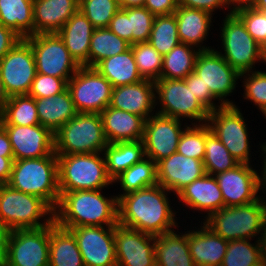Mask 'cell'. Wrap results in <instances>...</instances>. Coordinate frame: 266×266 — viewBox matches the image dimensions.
<instances>
[{"mask_svg":"<svg viewBox=\"0 0 266 266\" xmlns=\"http://www.w3.org/2000/svg\"><path fill=\"white\" fill-rule=\"evenodd\" d=\"M107 145L99 113H77L54 133L56 155L100 153Z\"/></svg>","mask_w":266,"mask_h":266,"instance_id":"8992f818","label":"cell"},{"mask_svg":"<svg viewBox=\"0 0 266 266\" xmlns=\"http://www.w3.org/2000/svg\"><path fill=\"white\" fill-rule=\"evenodd\" d=\"M154 83L158 95L155 97L163 106L157 114L208 121L210 111L194 96L184 79H158Z\"/></svg>","mask_w":266,"mask_h":266,"instance_id":"7c38bea8","label":"cell"},{"mask_svg":"<svg viewBox=\"0 0 266 266\" xmlns=\"http://www.w3.org/2000/svg\"><path fill=\"white\" fill-rule=\"evenodd\" d=\"M177 21V32L181 43L191 46L199 45L208 34L211 26V13L178 6L174 12Z\"/></svg>","mask_w":266,"mask_h":266,"instance_id":"f546056e","label":"cell"},{"mask_svg":"<svg viewBox=\"0 0 266 266\" xmlns=\"http://www.w3.org/2000/svg\"><path fill=\"white\" fill-rule=\"evenodd\" d=\"M131 47L141 77L154 82L160 79L163 56L149 42L135 43Z\"/></svg>","mask_w":266,"mask_h":266,"instance_id":"b9f144b4","label":"cell"},{"mask_svg":"<svg viewBox=\"0 0 266 266\" xmlns=\"http://www.w3.org/2000/svg\"><path fill=\"white\" fill-rule=\"evenodd\" d=\"M0 24L24 39L34 35L33 0H0Z\"/></svg>","mask_w":266,"mask_h":266,"instance_id":"836d02e7","label":"cell"},{"mask_svg":"<svg viewBox=\"0 0 266 266\" xmlns=\"http://www.w3.org/2000/svg\"><path fill=\"white\" fill-rule=\"evenodd\" d=\"M100 153L57 155L59 192L101 190L109 184L105 158Z\"/></svg>","mask_w":266,"mask_h":266,"instance_id":"5b68a950","label":"cell"},{"mask_svg":"<svg viewBox=\"0 0 266 266\" xmlns=\"http://www.w3.org/2000/svg\"><path fill=\"white\" fill-rule=\"evenodd\" d=\"M50 225L10 231L5 262L8 266H49Z\"/></svg>","mask_w":266,"mask_h":266,"instance_id":"4fadbf2b","label":"cell"},{"mask_svg":"<svg viewBox=\"0 0 266 266\" xmlns=\"http://www.w3.org/2000/svg\"><path fill=\"white\" fill-rule=\"evenodd\" d=\"M69 229L76 238L85 266H117L114 226Z\"/></svg>","mask_w":266,"mask_h":266,"instance_id":"2e32d148","label":"cell"},{"mask_svg":"<svg viewBox=\"0 0 266 266\" xmlns=\"http://www.w3.org/2000/svg\"><path fill=\"white\" fill-rule=\"evenodd\" d=\"M201 124L193 125V127L186 126L187 128L180 136L177 152L186 157L203 161L206 136L211 132V129L207 123L203 124L202 122Z\"/></svg>","mask_w":266,"mask_h":266,"instance_id":"7bdbcfd3","label":"cell"},{"mask_svg":"<svg viewBox=\"0 0 266 266\" xmlns=\"http://www.w3.org/2000/svg\"><path fill=\"white\" fill-rule=\"evenodd\" d=\"M128 18L130 20V33H132V45L148 42L155 15L144 6L128 7Z\"/></svg>","mask_w":266,"mask_h":266,"instance_id":"f6af8a7d","label":"cell"},{"mask_svg":"<svg viewBox=\"0 0 266 266\" xmlns=\"http://www.w3.org/2000/svg\"><path fill=\"white\" fill-rule=\"evenodd\" d=\"M144 7L153 15H170L174 14L178 7L177 0H145Z\"/></svg>","mask_w":266,"mask_h":266,"instance_id":"816d5d0a","label":"cell"},{"mask_svg":"<svg viewBox=\"0 0 266 266\" xmlns=\"http://www.w3.org/2000/svg\"><path fill=\"white\" fill-rule=\"evenodd\" d=\"M14 158L0 156V184L9 182Z\"/></svg>","mask_w":266,"mask_h":266,"instance_id":"11a10c76","label":"cell"},{"mask_svg":"<svg viewBox=\"0 0 266 266\" xmlns=\"http://www.w3.org/2000/svg\"><path fill=\"white\" fill-rule=\"evenodd\" d=\"M22 39L12 29L0 24V60Z\"/></svg>","mask_w":266,"mask_h":266,"instance_id":"db71d44e","label":"cell"},{"mask_svg":"<svg viewBox=\"0 0 266 266\" xmlns=\"http://www.w3.org/2000/svg\"><path fill=\"white\" fill-rule=\"evenodd\" d=\"M39 117L35 98L26 95L12 96L0 112V125H38Z\"/></svg>","mask_w":266,"mask_h":266,"instance_id":"d590c367","label":"cell"},{"mask_svg":"<svg viewBox=\"0 0 266 266\" xmlns=\"http://www.w3.org/2000/svg\"><path fill=\"white\" fill-rule=\"evenodd\" d=\"M78 6L79 0H33L34 35L58 33Z\"/></svg>","mask_w":266,"mask_h":266,"instance_id":"603a6c76","label":"cell"},{"mask_svg":"<svg viewBox=\"0 0 266 266\" xmlns=\"http://www.w3.org/2000/svg\"><path fill=\"white\" fill-rule=\"evenodd\" d=\"M166 191L156 184L118 195V224L154 236L173 231L177 225Z\"/></svg>","mask_w":266,"mask_h":266,"instance_id":"6da1fadb","label":"cell"},{"mask_svg":"<svg viewBox=\"0 0 266 266\" xmlns=\"http://www.w3.org/2000/svg\"><path fill=\"white\" fill-rule=\"evenodd\" d=\"M47 217L44 223L41 217ZM0 221L10 231L40 229L54 221V210L41 198L0 184Z\"/></svg>","mask_w":266,"mask_h":266,"instance_id":"52a82bcc","label":"cell"},{"mask_svg":"<svg viewBox=\"0 0 266 266\" xmlns=\"http://www.w3.org/2000/svg\"><path fill=\"white\" fill-rule=\"evenodd\" d=\"M258 239L261 242L263 262H264V264H266V220H265L263 233Z\"/></svg>","mask_w":266,"mask_h":266,"instance_id":"6125c7cd","label":"cell"},{"mask_svg":"<svg viewBox=\"0 0 266 266\" xmlns=\"http://www.w3.org/2000/svg\"><path fill=\"white\" fill-rule=\"evenodd\" d=\"M181 119L155 113L145 121L142 142L146 158L155 163L177 152L182 132Z\"/></svg>","mask_w":266,"mask_h":266,"instance_id":"e0dca14e","label":"cell"},{"mask_svg":"<svg viewBox=\"0 0 266 266\" xmlns=\"http://www.w3.org/2000/svg\"><path fill=\"white\" fill-rule=\"evenodd\" d=\"M156 266H195L188 245V233L174 231L155 236Z\"/></svg>","mask_w":266,"mask_h":266,"instance_id":"f1b7e54d","label":"cell"},{"mask_svg":"<svg viewBox=\"0 0 266 266\" xmlns=\"http://www.w3.org/2000/svg\"><path fill=\"white\" fill-rule=\"evenodd\" d=\"M25 39L31 44L37 73L64 78L68 82L81 67L57 33L32 35Z\"/></svg>","mask_w":266,"mask_h":266,"instance_id":"8fae6325","label":"cell"},{"mask_svg":"<svg viewBox=\"0 0 266 266\" xmlns=\"http://www.w3.org/2000/svg\"><path fill=\"white\" fill-rule=\"evenodd\" d=\"M108 28L121 39H124L132 45V33H130L128 8H120L110 20Z\"/></svg>","mask_w":266,"mask_h":266,"instance_id":"f907efd6","label":"cell"},{"mask_svg":"<svg viewBox=\"0 0 266 266\" xmlns=\"http://www.w3.org/2000/svg\"><path fill=\"white\" fill-rule=\"evenodd\" d=\"M178 6L200 9L212 14L214 9H220L222 6H229V0H177Z\"/></svg>","mask_w":266,"mask_h":266,"instance_id":"f5cc1de1","label":"cell"},{"mask_svg":"<svg viewBox=\"0 0 266 266\" xmlns=\"http://www.w3.org/2000/svg\"><path fill=\"white\" fill-rule=\"evenodd\" d=\"M104 151L107 173L112 181L145 157L142 140L108 144Z\"/></svg>","mask_w":266,"mask_h":266,"instance_id":"d6a6232c","label":"cell"},{"mask_svg":"<svg viewBox=\"0 0 266 266\" xmlns=\"http://www.w3.org/2000/svg\"><path fill=\"white\" fill-rule=\"evenodd\" d=\"M0 266H8V265L5 261H3V262H0Z\"/></svg>","mask_w":266,"mask_h":266,"instance_id":"a7ac6f4b","label":"cell"},{"mask_svg":"<svg viewBox=\"0 0 266 266\" xmlns=\"http://www.w3.org/2000/svg\"><path fill=\"white\" fill-rule=\"evenodd\" d=\"M9 95L5 89L4 83L0 74V112L3 110L6 102L9 100Z\"/></svg>","mask_w":266,"mask_h":266,"instance_id":"91938a15","label":"cell"},{"mask_svg":"<svg viewBox=\"0 0 266 266\" xmlns=\"http://www.w3.org/2000/svg\"><path fill=\"white\" fill-rule=\"evenodd\" d=\"M35 102L40 125L53 134L78 113L68 89L55 96L37 98Z\"/></svg>","mask_w":266,"mask_h":266,"instance_id":"83f0119b","label":"cell"},{"mask_svg":"<svg viewBox=\"0 0 266 266\" xmlns=\"http://www.w3.org/2000/svg\"><path fill=\"white\" fill-rule=\"evenodd\" d=\"M224 55L221 56L239 73L240 77L251 72L258 60H263V48L247 32L243 22L230 11L221 29Z\"/></svg>","mask_w":266,"mask_h":266,"instance_id":"ba28073f","label":"cell"},{"mask_svg":"<svg viewBox=\"0 0 266 266\" xmlns=\"http://www.w3.org/2000/svg\"><path fill=\"white\" fill-rule=\"evenodd\" d=\"M145 158L133 164L113 180V183L120 182L122 190L125 191L123 194L158 184L156 163L150 158Z\"/></svg>","mask_w":266,"mask_h":266,"instance_id":"74e56055","label":"cell"},{"mask_svg":"<svg viewBox=\"0 0 266 266\" xmlns=\"http://www.w3.org/2000/svg\"><path fill=\"white\" fill-rule=\"evenodd\" d=\"M69 90L78 113H101L109 105L112 84L95 68L81 66L68 80Z\"/></svg>","mask_w":266,"mask_h":266,"instance_id":"9c48e42d","label":"cell"},{"mask_svg":"<svg viewBox=\"0 0 266 266\" xmlns=\"http://www.w3.org/2000/svg\"><path fill=\"white\" fill-rule=\"evenodd\" d=\"M67 83L64 78L37 73L28 95L35 99L55 96L67 89Z\"/></svg>","mask_w":266,"mask_h":266,"instance_id":"7dc6e473","label":"cell"},{"mask_svg":"<svg viewBox=\"0 0 266 266\" xmlns=\"http://www.w3.org/2000/svg\"><path fill=\"white\" fill-rule=\"evenodd\" d=\"M100 116L108 144L143 139L146 121L143 117L110 106Z\"/></svg>","mask_w":266,"mask_h":266,"instance_id":"cb8c5ba5","label":"cell"},{"mask_svg":"<svg viewBox=\"0 0 266 266\" xmlns=\"http://www.w3.org/2000/svg\"><path fill=\"white\" fill-rule=\"evenodd\" d=\"M49 266H85L73 233L50 224Z\"/></svg>","mask_w":266,"mask_h":266,"instance_id":"4dcf8cb0","label":"cell"},{"mask_svg":"<svg viewBox=\"0 0 266 266\" xmlns=\"http://www.w3.org/2000/svg\"><path fill=\"white\" fill-rule=\"evenodd\" d=\"M263 62H266V47L263 49Z\"/></svg>","mask_w":266,"mask_h":266,"instance_id":"003e7915","label":"cell"},{"mask_svg":"<svg viewBox=\"0 0 266 266\" xmlns=\"http://www.w3.org/2000/svg\"><path fill=\"white\" fill-rule=\"evenodd\" d=\"M120 9L114 0H79L78 10L92 23L95 29L106 28Z\"/></svg>","mask_w":266,"mask_h":266,"instance_id":"ee69618b","label":"cell"},{"mask_svg":"<svg viewBox=\"0 0 266 266\" xmlns=\"http://www.w3.org/2000/svg\"><path fill=\"white\" fill-rule=\"evenodd\" d=\"M114 240L117 266H156L154 235L118 224Z\"/></svg>","mask_w":266,"mask_h":266,"instance_id":"ac0fdd59","label":"cell"},{"mask_svg":"<svg viewBox=\"0 0 266 266\" xmlns=\"http://www.w3.org/2000/svg\"><path fill=\"white\" fill-rule=\"evenodd\" d=\"M145 0H125V8L144 6Z\"/></svg>","mask_w":266,"mask_h":266,"instance_id":"be15d7a7","label":"cell"},{"mask_svg":"<svg viewBox=\"0 0 266 266\" xmlns=\"http://www.w3.org/2000/svg\"><path fill=\"white\" fill-rule=\"evenodd\" d=\"M10 229L0 221V262L5 261Z\"/></svg>","mask_w":266,"mask_h":266,"instance_id":"6f0895ef","label":"cell"},{"mask_svg":"<svg viewBox=\"0 0 266 266\" xmlns=\"http://www.w3.org/2000/svg\"><path fill=\"white\" fill-rule=\"evenodd\" d=\"M177 197L191 208L207 211V217L225 207L215 176L207 173L184 187Z\"/></svg>","mask_w":266,"mask_h":266,"instance_id":"d4e9b609","label":"cell"},{"mask_svg":"<svg viewBox=\"0 0 266 266\" xmlns=\"http://www.w3.org/2000/svg\"><path fill=\"white\" fill-rule=\"evenodd\" d=\"M261 148H262V151L264 152V154H265V156H264V168H263V171H261V172H263L262 173V175L261 176H259V180H260V184H261V188L263 189V188H265V190L263 191V193L266 191V143L265 144H263L262 146H261ZM263 186V187H262Z\"/></svg>","mask_w":266,"mask_h":266,"instance_id":"94428289","label":"cell"},{"mask_svg":"<svg viewBox=\"0 0 266 266\" xmlns=\"http://www.w3.org/2000/svg\"><path fill=\"white\" fill-rule=\"evenodd\" d=\"M94 68L112 84L113 88L144 80L139 74L131 46L121 54L100 61Z\"/></svg>","mask_w":266,"mask_h":266,"instance_id":"1f68e13d","label":"cell"},{"mask_svg":"<svg viewBox=\"0 0 266 266\" xmlns=\"http://www.w3.org/2000/svg\"><path fill=\"white\" fill-rule=\"evenodd\" d=\"M0 156L14 158L8 134L1 125H0Z\"/></svg>","mask_w":266,"mask_h":266,"instance_id":"9f6ffc18","label":"cell"},{"mask_svg":"<svg viewBox=\"0 0 266 266\" xmlns=\"http://www.w3.org/2000/svg\"><path fill=\"white\" fill-rule=\"evenodd\" d=\"M225 207L256 201L261 187L259 175L250 164H239L234 169L215 175Z\"/></svg>","mask_w":266,"mask_h":266,"instance_id":"d6986e66","label":"cell"},{"mask_svg":"<svg viewBox=\"0 0 266 266\" xmlns=\"http://www.w3.org/2000/svg\"><path fill=\"white\" fill-rule=\"evenodd\" d=\"M246 75L248 76L245 77L244 98L254 102L264 114L266 113V72L251 71V75Z\"/></svg>","mask_w":266,"mask_h":266,"instance_id":"c3c4849f","label":"cell"},{"mask_svg":"<svg viewBox=\"0 0 266 266\" xmlns=\"http://www.w3.org/2000/svg\"><path fill=\"white\" fill-rule=\"evenodd\" d=\"M155 83L141 80L135 84L113 88L110 107L133 113L147 120L156 106Z\"/></svg>","mask_w":266,"mask_h":266,"instance_id":"7402d4cb","label":"cell"},{"mask_svg":"<svg viewBox=\"0 0 266 266\" xmlns=\"http://www.w3.org/2000/svg\"><path fill=\"white\" fill-rule=\"evenodd\" d=\"M157 182L176 195L187 185L206 174L201 160L175 152L156 163Z\"/></svg>","mask_w":266,"mask_h":266,"instance_id":"44dd1931","label":"cell"},{"mask_svg":"<svg viewBox=\"0 0 266 266\" xmlns=\"http://www.w3.org/2000/svg\"><path fill=\"white\" fill-rule=\"evenodd\" d=\"M233 13L243 22L247 32L264 49L266 47V12H261L253 7H243Z\"/></svg>","mask_w":266,"mask_h":266,"instance_id":"bcb514c9","label":"cell"},{"mask_svg":"<svg viewBox=\"0 0 266 266\" xmlns=\"http://www.w3.org/2000/svg\"><path fill=\"white\" fill-rule=\"evenodd\" d=\"M188 245L195 266H221L228 241L204 224L199 231H188Z\"/></svg>","mask_w":266,"mask_h":266,"instance_id":"484cf974","label":"cell"},{"mask_svg":"<svg viewBox=\"0 0 266 266\" xmlns=\"http://www.w3.org/2000/svg\"><path fill=\"white\" fill-rule=\"evenodd\" d=\"M7 132L14 160L42 158L55 154L54 134L42 125H1Z\"/></svg>","mask_w":266,"mask_h":266,"instance_id":"ffe728a7","label":"cell"},{"mask_svg":"<svg viewBox=\"0 0 266 266\" xmlns=\"http://www.w3.org/2000/svg\"><path fill=\"white\" fill-rule=\"evenodd\" d=\"M187 87L191 89V92L194 94V96L209 110L213 111L217 109V107L223 106L220 104L219 106H216L213 101L216 99L210 91V88H206L205 84L202 81V78L198 76L194 71L190 73L185 79H184ZM213 100V101H212Z\"/></svg>","mask_w":266,"mask_h":266,"instance_id":"681fc988","label":"cell"},{"mask_svg":"<svg viewBox=\"0 0 266 266\" xmlns=\"http://www.w3.org/2000/svg\"><path fill=\"white\" fill-rule=\"evenodd\" d=\"M252 7L261 12H266V0H257Z\"/></svg>","mask_w":266,"mask_h":266,"instance_id":"e7e4bbea","label":"cell"},{"mask_svg":"<svg viewBox=\"0 0 266 266\" xmlns=\"http://www.w3.org/2000/svg\"><path fill=\"white\" fill-rule=\"evenodd\" d=\"M203 163L205 172L213 176L234 169L240 164L213 132L206 136Z\"/></svg>","mask_w":266,"mask_h":266,"instance_id":"ab89813d","label":"cell"},{"mask_svg":"<svg viewBox=\"0 0 266 266\" xmlns=\"http://www.w3.org/2000/svg\"><path fill=\"white\" fill-rule=\"evenodd\" d=\"M117 4H119L120 8H125V0H114Z\"/></svg>","mask_w":266,"mask_h":266,"instance_id":"03108f58","label":"cell"},{"mask_svg":"<svg viewBox=\"0 0 266 266\" xmlns=\"http://www.w3.org/2000/svg\"><path fill=\"white\" fill-rule=\"evenodd\" d=\"M221 53L214 49L200 50L194 72L202 78L206 88H210L211 94L219 99L222 105H235L224 98L235 89L240 73L221 56Z\"/></svg>","mask_w":266,"mask_h":266,"instance_id":"9a60e30c","label":"cell"},{"mask_svg":"<svg viewBox=\"0 0 266 266\" xmlns=\"http://www.w3.org/2000/svg\"><path fill=\"white\" fill-rule=\"evenodd\" d=\"M100 191L60 192L54 222L68 230L81 226L118 225V197L108 199Z\"/></svg>","mask_w":266,"mask_h":266,"instance_id":"7a4b0ae2","label":"cell"},{"mask_svg":"<svg viewBox=\"0 0 266 266\" xmlns=\"http://www.w3.org/2000/svg\"><path fill=\"white\" fill-rule=\"evenodd\" d=\"M193 46L179 43L163 56L160 79H185L194 71L196 58L200 50H210L202 46L193 52Z\"/></svg>","mask_w":266,"mask_h":266,"instance_id":"e575fe53","label":"cell"},{"mask_svg":"<svg viewBox=\"0 0 266 266\" xmlns=\"http://www.w3.org/2000/svg\"><path fill=\"white\" fill-rule=\"evenodd\" d=\"M256 242L252 245L249 239L228 241L221 266H263L261 242Z\"/></svg>","mask_w":266,"mask_h":266,"instance_id":"f35d334b","label":"cell"},{"mask_svg":"<svg viewBox=\"0 0 266 266\" xmlns=\"http://www.w3.org/2000/svg\"><path fill=\"white\" fill-rule=\"evenodd\" d=\"M94 29L86 16L77 10L57 33L80 66L89 67L90 40Z\"/></svg>","mask_w":266,"mask_h":266,"instance_id":"4316f807","label":"cell"},{"mask_svg":"<svg viewBox=\"0 0 266 266\" xmlns=\"http://www.w3.org/2000/svg\"><path fill=\"white\" fill-rule=\"evenodd\" d=\"M256 1L257 0H229V5L233 4V6H236L233 7V10H231L233 12L243 7H252Z\"/></svg>","mask_w":266,"mask_h":266,"instance_id":"680465c9","label":"cell"},{"mask_svg":"<svg viewBox=\"0 0 266 266\" xmlns=\"http://www.w3.org/2000/svg\"><path fill=\"white\" fill-rule=\"evenodd\" d=\"M0 74L9 97L28 94L37 74L31 44L24 38L0 60Z\"/></svg>","mask_w":266,"mask_h":266,"instance_id":"5bb4252c","label":"cell"},{"mask_svg":"<svg viewBox=\"0 0 266 266\" xmlns=\"http://www.w3.org/2000/svg\"><path fill=\"white\" fill-rule=\"evenodd\" d=\"M148 42L165 56L180 43L174 14L155 16Z\"/></svg>","mask_w":266,"mask_h":266,"instance_id":"60d3db41","label":"cell"},{"mask_svg":"<svg viewBox=\"0 0 266 266\" xmlns=\"http://www.w3.org/2000/svg\"><path fill=\"white\" fill-rule=\"evenodd\" d=\"M130 44L114 34L108 27L94 29L89 49V67H95L100 61L121 54L130 48Z\"/></svg>","mask_w":266,"mask_h":266,"instance_id":"8d00e7d4","label":"cell"},{"mask_svg":"<svg viewBox=\"0 0 266 266\" xmlns=\"http://www.w3.org/2000/svg\"><path fill=\"white\" fill-rule=\"evenodd\" d=\"M236 105H223L209 112L208 125L240 164H250L247 126Z\"/></svg>","mask_w":266,"mask_h":266,"instance_id":"30bf717a","label":"cell"},{"mask_svg":"<svg viewBox=\"0 0 266 266\" xmlns=\"http://www.w3.org/2000/svg\"><path fill=\"white\" fill-rule=\"evenodd\" d=\"M7 184L15 190L43 199L55 210L60 199L57 155L14 160Z\"/></svg>","mask_w":266,"mask_h":266,"instance_id":"3957f363","label":"cell"},{"mask_svg":"<svg viewBox=\"0 0 266 266\" xmlns=\"http://www.w3.org/2000/svg\"><path fill=\"white\" fill-rule=\"evenodd\" d=\"M265 220L266 200L259 197L245 205L224 207L206 217L203 224L224 240H251L259 233L262 235Z\"/></svg>","mask_w":266,"mask_h":266,"instance_id":"277c9868","label":"cell"}]
</instances>
